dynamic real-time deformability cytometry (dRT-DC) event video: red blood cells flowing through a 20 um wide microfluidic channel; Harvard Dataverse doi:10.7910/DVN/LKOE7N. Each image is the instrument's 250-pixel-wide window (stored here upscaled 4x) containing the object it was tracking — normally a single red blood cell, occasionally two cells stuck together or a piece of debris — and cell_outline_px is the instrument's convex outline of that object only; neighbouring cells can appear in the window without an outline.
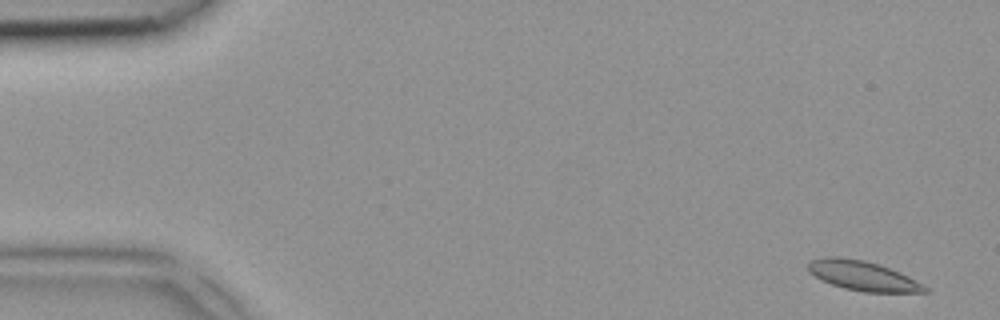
{"species": "common noctule bat (a hibernating species)", "species_latin": "Nyctalus noctula", "temperature_condition": "room temperature", "stored_images_in_passage": 4, "camera_frame_rate_fps": 3000, "um_per_image_px": 0.085, "animal": {"sex": "female", "body_mass_g": 18.4}, "frame": {"image": 1, "passage_image": 1, "time_ms": 0.0, "image_size_px": [1000, 320], "cell_outline_px": [[928, 292], [864, 292], [844, 288], [820, 280], [808, 272], [808, 264], [812, 260], [824, 256], [836, 256], [864, 260], [900, 272], [908, 276], [928, 288]], "centroid_in_image_um": [73.29, 23.44], "position_along_channel_um": 11.7, "area_um2": 20.0}}
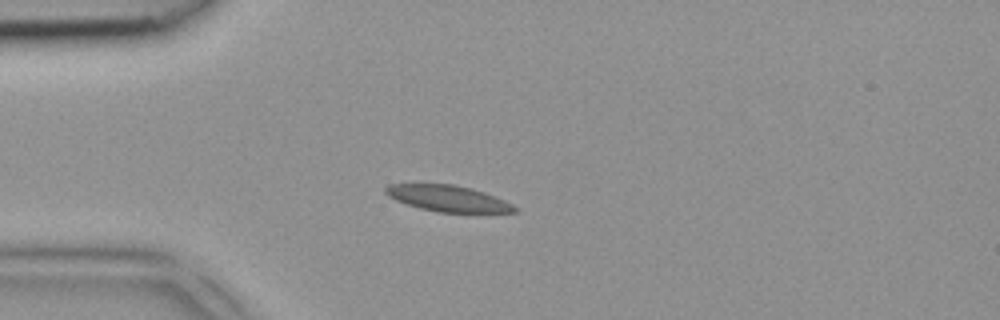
{"frame": {"image": 2, "passage_image": 3, "time_ms": 0.667, "image_size_px": [1000, 320], "cell_outline_px": [[520, 208], [516, 212], [436, 212], [420, 208], [396, 200], [388, 196], [384, 192], [384, 188], [388, 184], [412, 180], [452, 184], [472, 188], [484, 192], [504, 200]], "centroid_in_image_um": [37.96, 16.8], "position_along_channel_um": 47.0, "area_um2": 20.52}}